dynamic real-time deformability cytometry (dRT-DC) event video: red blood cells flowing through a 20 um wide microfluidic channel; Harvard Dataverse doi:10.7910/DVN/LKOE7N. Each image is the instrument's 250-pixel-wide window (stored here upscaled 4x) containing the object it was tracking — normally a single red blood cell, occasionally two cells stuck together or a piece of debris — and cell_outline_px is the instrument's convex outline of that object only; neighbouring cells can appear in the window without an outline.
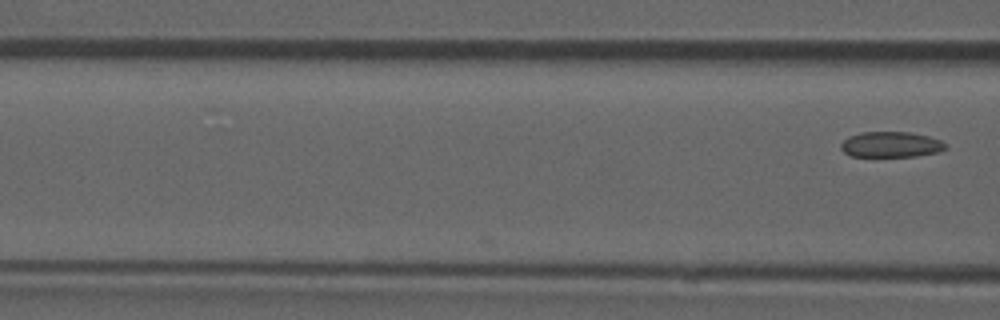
{"species": "common noctule bat (a hibernating species)", "species_latin": "Nyctalus noctula", "temperature_condition": "room temperature", "stored_images_in_passage": 5, "camera_frame_rate_fps": 3000, "um_per_image_px": 0.085, "animal": {"sex": "male", "forearm_length_mm": 52.5}, "frame": {"image": 1, "passage_image": 5, "time_ms": 1.333, "image_size_px": [1000, 320], "cell_outline_px": [[948, 148], [936, 152], [916, 156], [852, 156], [844, 152], [840, 148], [840, 144], [848, 136], [860, 132], [908, 132], [928, 136], [940, 140], [948, 144]], "centroid_in_image_um": [75.73, 12.28], "position_along_channel_um": 90.9, "area_um2": 15.61}}